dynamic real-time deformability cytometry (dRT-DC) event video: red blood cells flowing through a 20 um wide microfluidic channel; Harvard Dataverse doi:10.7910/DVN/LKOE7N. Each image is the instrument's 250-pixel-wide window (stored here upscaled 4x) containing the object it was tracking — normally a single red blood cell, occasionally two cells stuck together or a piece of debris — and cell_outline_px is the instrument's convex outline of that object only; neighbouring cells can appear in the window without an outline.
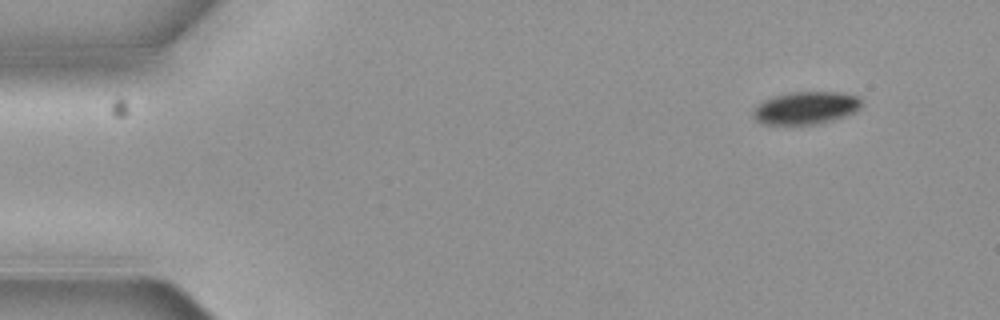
{"species": "common noctule bat (a hibernating species)", "species_latin": "Nyctalus noctula", "temperature_condition": "cold", "stored_images_in_passage": 6, "segment_of_instrument_passage": [1, 2], "camera_frame_rate_fps": 3000, "um_per_image_px": 0.085, "animal": {"sex": "female", "body_mass_g": 19.3, "forearm_length_mm": 54.1}, "frame": {"image": 1, "passage_image": 1, "time_ms": 0.0, "image_size_px": [1000, 320], "cell_outline_px": [[860, 108], [844, 116], [832, 120], [812, 124], [764, 124], [756, 120], [752, 116], [752, 112], [764, 100], [788, 92], [840, 92], [860, 96]], "centroid_in_image_um": [68.49, 9.16], "position_along_channel_um": 16.5, "area_um2": 20.29}}
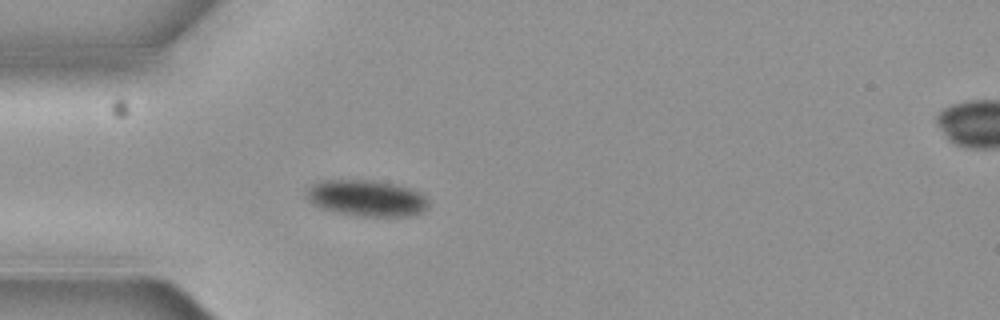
{"frame": {"image": 2, "passage_image": 5, "time_ms": 1.333, "image_size_px": [1000, 320], "cell_outline_px": [[428, 208], [424, 212], [416, 216], [356, 216], [336, 212], [320, 208], [312, 204], [304, 196], [304, 188], [312, 184], [324, 180], [372, 180], [396, 184], [420, 192], [428, 200]], "centroid_in_image_um": [31.13, 16.85], "position_along_channel_um": 53.9, "area_um2": 26.3}}